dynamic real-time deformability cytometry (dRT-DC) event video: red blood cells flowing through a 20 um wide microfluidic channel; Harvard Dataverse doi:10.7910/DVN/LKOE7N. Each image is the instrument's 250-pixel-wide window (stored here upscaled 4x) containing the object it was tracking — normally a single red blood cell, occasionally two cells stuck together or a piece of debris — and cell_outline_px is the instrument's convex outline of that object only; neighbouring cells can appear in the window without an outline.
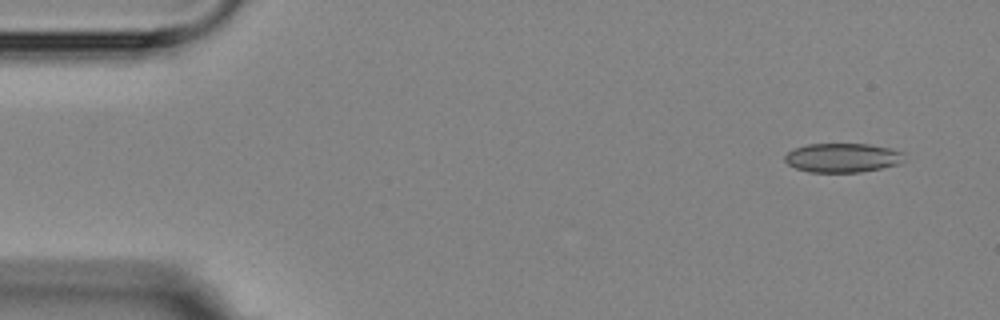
{"species": "Egyptian fruit bat (a non-hibernating species)", "species_latin": "Rousettus aegyptiacus", "temperature_condition": "room temperature", "stored_images_in_passage": 4, "camera_frame_rate_fps": 3000, "um_per_image_px": 0.085, "animal": {"sex": "female"}, "frame": {"image": 1, "passage_image": 1, "time_ms": 0.0, "image_size_px": [1000, 320], "cell_outline_px": [[904, 160], [896, 164], [880, 168], [860, 172], [808, 172], [796, 168], [788, 164], [784, 160], [784, 156], [788, 152], [796, 148], [808, 144], [868, 144], [892, 148], [904, 152]], "centroid_in_image_um": [71.62, 13.4], "position_along_channel_um": 13.4, "area_um2": 20.23}}
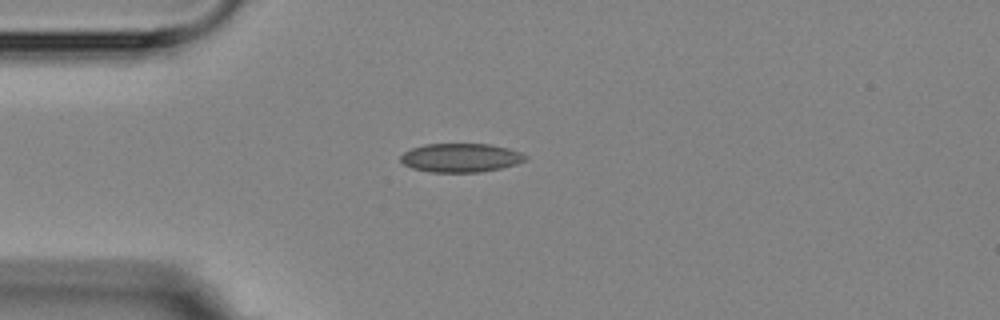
{"frame": {"image": 2, "passage_image": 4, "time_ms": 3.333, "image_size_px": [1000, 320], "cell_outline_px": [[528, 160], [516, 164], [500, 168], [480, 172], [432, 172], [412, 168], [404, 164], [400, 160], [400, 156], [404, 152], [412, 148], [424, 144], [492, 144], [508, 148], [520, 152], [528, 156]], "centroid_in_image_um": [39.18, 13.4], "position_along_channel_um": 45.8, "area_um2": 20.98}}